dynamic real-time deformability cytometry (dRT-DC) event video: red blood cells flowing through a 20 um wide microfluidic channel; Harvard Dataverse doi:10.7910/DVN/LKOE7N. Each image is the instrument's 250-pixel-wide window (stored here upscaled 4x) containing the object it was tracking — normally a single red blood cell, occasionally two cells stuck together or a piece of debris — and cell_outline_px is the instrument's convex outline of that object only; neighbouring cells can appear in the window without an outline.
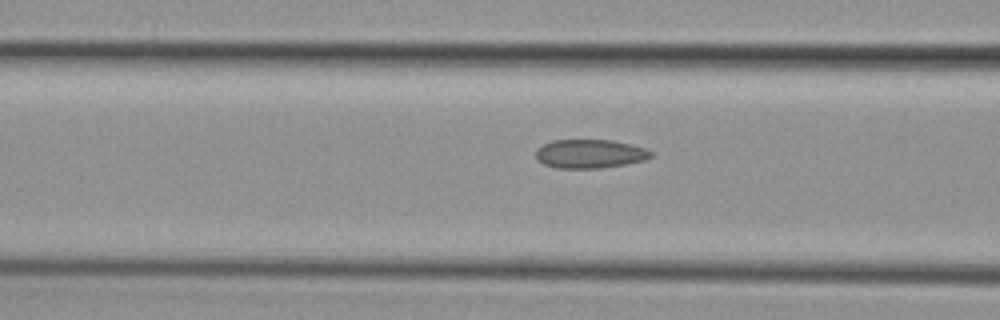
{"species": "common noctule bat (a hibernating species)", "species_latin": "Nyctalus noctula", "temperature_condition": "cold", "stored_images_in_passage": 6, "camera_frame_rate_fps": 3000, "um_per_image_px": 0.085, "animal": {"sex": "female", "body_mass_g": 29.2, "forearm_length_mm": 56.3}, "frame": {"image": 1, "passage_image": 6, "time_ms": 6.0, "image_size_px": [1000, 320], "cell_outline_px": [[652, 156], [644, 160], [624, 164], [600, 168], [556, 168], [544, 164], [536, 156], [536, 148], [552, 140], [612, 140], [644, 148], [652, 152]], "centroid_in_image_um": [50.11, 13.07], "position_along_channel_um": 116.5, "area_um2": 19.07}}